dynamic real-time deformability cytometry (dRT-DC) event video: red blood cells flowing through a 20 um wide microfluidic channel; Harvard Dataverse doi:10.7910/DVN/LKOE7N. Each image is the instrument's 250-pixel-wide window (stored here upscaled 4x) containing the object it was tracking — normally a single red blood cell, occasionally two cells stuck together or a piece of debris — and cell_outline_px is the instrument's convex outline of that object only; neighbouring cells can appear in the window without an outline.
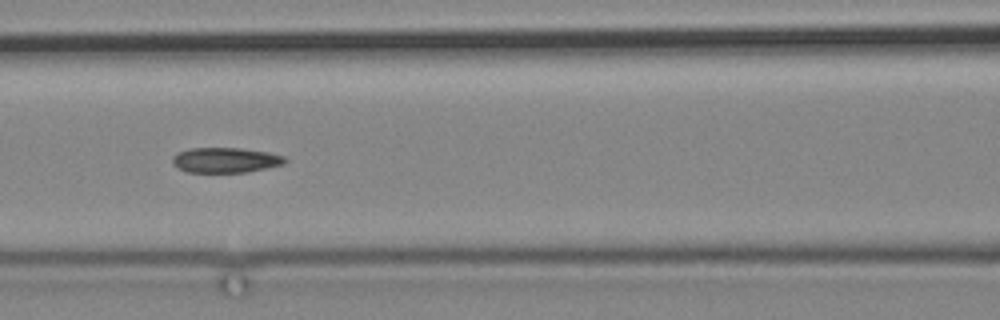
{"species": "common noctule bat (a hibernating species)", "species_latin": "Nyctalus noctula", "temperature_condition": "cold", "stored_images_in_passage": 14, "camera_frame_rate_fps": 3000, "um_per_image_px": 0.085, "animal": {"sex": "male", "body_mass_g": 19.2, "forearm_length_mm": 51.8}, "frame": {"image": 1, "passage_image": 14, "time_ms": 16.333, "image_size_px": [1000, 320], "cell_outline_px": [[288, 160], [284, 164], [268, 168], [248, 172], [188, 172], [172, 164], [172, 156], [176, 152], [188, 148], [240, 148], [268, 152], [284, 156]], "centroid_in_image_um": [19.17, 13.6], "position_along_channel_um": 147.4, "area_um2": 16.65}}